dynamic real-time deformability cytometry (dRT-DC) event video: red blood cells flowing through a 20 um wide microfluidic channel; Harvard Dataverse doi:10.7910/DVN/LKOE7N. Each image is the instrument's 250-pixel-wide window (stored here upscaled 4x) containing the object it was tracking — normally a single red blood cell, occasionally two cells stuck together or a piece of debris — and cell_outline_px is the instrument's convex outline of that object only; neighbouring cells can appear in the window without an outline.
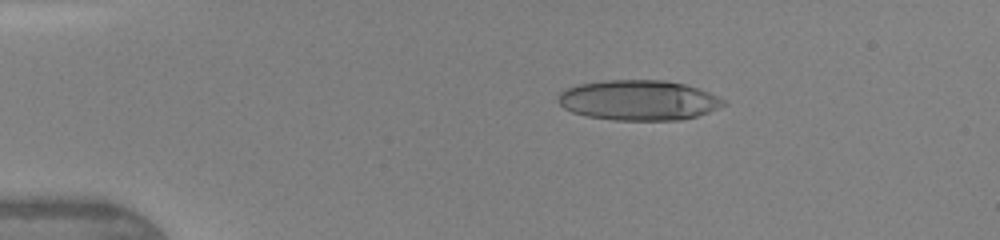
{"species": "human", "species_latin": "Homo sapiens", "temperature_condition": "warm", "stored_images_in_passage": 46, "camera_frame_rate_fps": 3000, "um_per_image_px": 0.085, "donor": {"sex": "female"}, "frame": {"image": 1, "passage_image": 9, "time_ms": 2.667, "image_size_px": [1000, 240], "cell_outline_px": [[728, 104], [708, 112], [696, 116], [680, 120], [612, 120], [588, 116], [572, 112], [564, 108], [556, 100], [556, 96], [564, 88], [580, 84], [604, 80], [664, 80], [684, 84], [708, 92], [728, 100]], "centroid_in_image_um": [54.27, 8.52], "position_along_channel_um": 30.7, "area_um2": 38.96}}
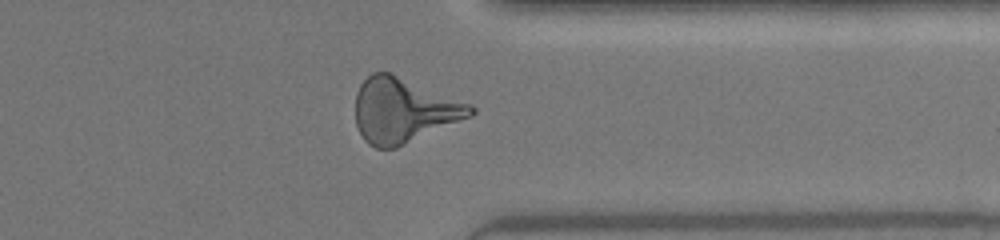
{"frame": {"image": 2, "passage_image": 37, "time_ms": 12.0, "image_size_px": [1000, 240], "cell_outline_px": [[476, 112], [472, 116], [396, 148], [376, 148], [368, 144], [364, 140], [356, 124], [356, 92], [360, 84], [372, 72], [388, 72], [472, 104], [476, 108]], "centroid_in_image_um": [34.31, 9.39], "position_along_channel_um": 377.1, "area_um2": 43.23}}
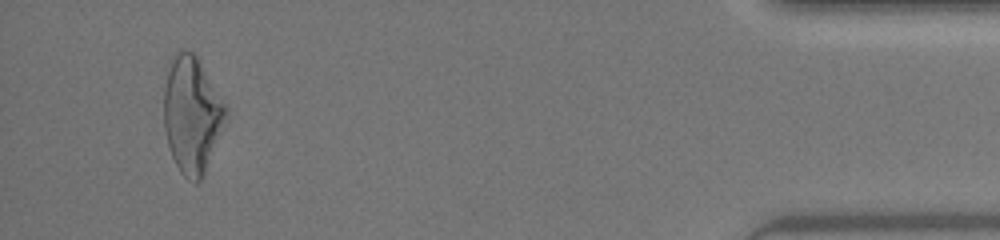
{"frame": {"image": 3, "passage_image": 44, "time_ms": 14.333, "image_size_px": [1000, 240], "cell_outline_px": [[228, 116], [204, 172], [200, 180], [196, 184], [188, 180], [180, 172], [172, 156], [168, 144], [164, 128], [164, 88], [168, 60], [176, 52], [192, 52], [200, 60], [228, 108]], "centroid_in_image_um": [16.3, 9.72], "position_along_channel_um": 418.9, "area_um2": 42.14}, "authors_computed_cell_mechanics": {"area_um2": 39.6508, "velocity_mm_per_s": 4.4, "shape_relaxation_time_tau1_ms": 8.0741, "shape_relaxation_time_tau2_ms": 1.873, "deformation_change_tau1": 0.3027, "deformation_change_tau2": 0.1511}}